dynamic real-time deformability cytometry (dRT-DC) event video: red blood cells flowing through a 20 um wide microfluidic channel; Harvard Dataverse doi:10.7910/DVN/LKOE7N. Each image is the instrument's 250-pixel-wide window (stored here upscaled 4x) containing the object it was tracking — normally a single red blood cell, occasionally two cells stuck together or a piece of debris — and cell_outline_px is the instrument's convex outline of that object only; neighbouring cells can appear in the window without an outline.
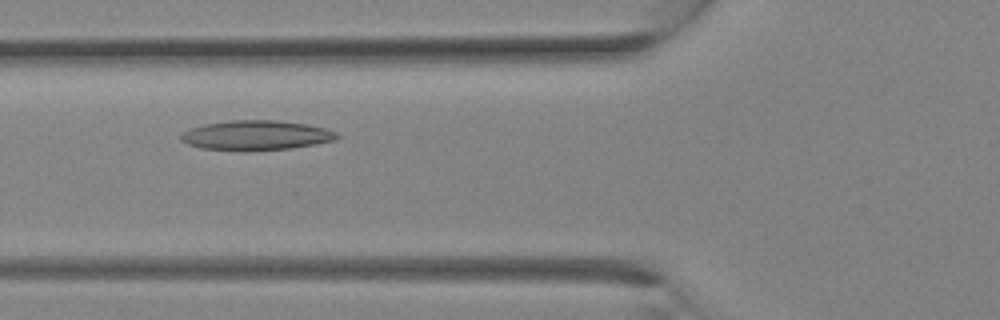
{"species": "Egyptian fruit bat (a non-hibernating species)", "species_latin": "Rousettus aegyptiacus", "temperature_condition": "room temperature", "stored_images_in_passage": 28, "segment_of_instrument_passage": [1, 2], "camera_frame_rate_fps": 3000, "um_per_image_px": 0.085, "animal": {"sex": "female"}, "frame": {"image": 1, "passage_image": 9, "time_ms": 2.667, "image_size_px": [1000, 320], "cell_outline_px": [[340, 136], [336, 140], [292, 148], [244, 152], [200, 148], [188, 144], [180, 140], [180, 136], [184, 132], [192, 128], [204, 124], [228, 120], [276, 120], [308, 124], [324, 128], [336, 132]], "centroid_in_image_um": [21.76, 11.51], "position_along_channel_um": 104.0, "area_um2": 27.34}}
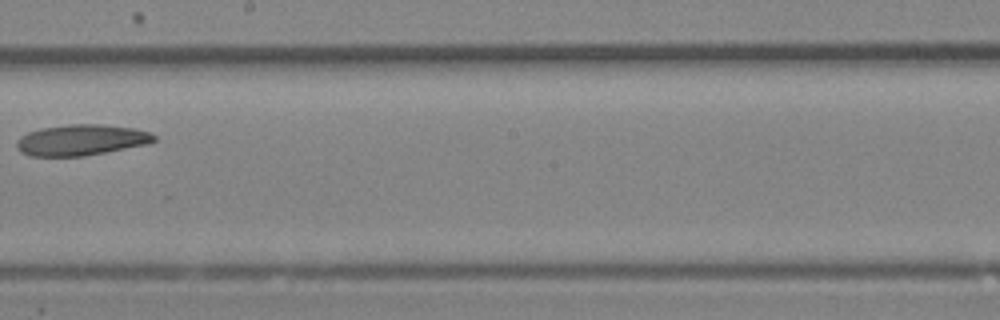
{"frame": {"image": 2, "passage_image": 15, "time_ms": 4.667, "image_size_px": [1000, 320], "cell_outline_px": [[156, 140], [148, 144], [84, 156], [28, 156], [20, 152], [16, 148], [16, 140], [20, 136], [28, 132], [40, 128], [72, 124], [100, 124], [132, 128], [148, 132], [156, 136]], "centroid_in_image_um": [6.86, 11.9], "position_along_channel_um": 241.3, "area_um2": 24.8}}
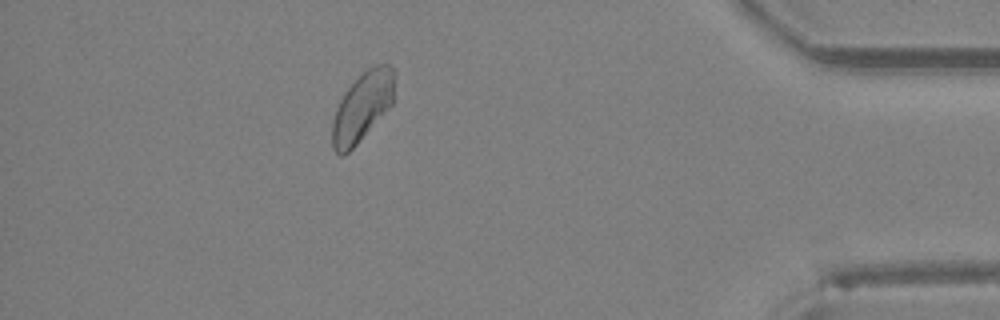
{"frame": {"image": 3, "passage_image": 24, "time_ms": 7.667, "image_size_px": [1000, 320], "cell_outline_px": [[396, 76], [392, 104], [356, 144], [344, 156], [340, 156], [332, 148], [332, 120], [336, 108], [344, 92], [368, 68], [376, 64], [388, 64], [396, 72]], "centroid_in_image_um": [30.8, 9.06], "position_along_channel_um": 404.4, "area_um2": 24.91}}